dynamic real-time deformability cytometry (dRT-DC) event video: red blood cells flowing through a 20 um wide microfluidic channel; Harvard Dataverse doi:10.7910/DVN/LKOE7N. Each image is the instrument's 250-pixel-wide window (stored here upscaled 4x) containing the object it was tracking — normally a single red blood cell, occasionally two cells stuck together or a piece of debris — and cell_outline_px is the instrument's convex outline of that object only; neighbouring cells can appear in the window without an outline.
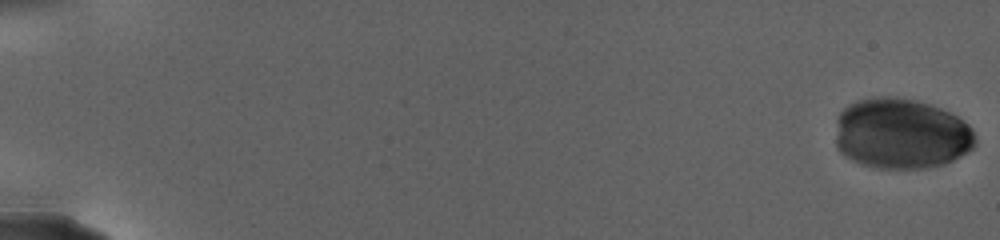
{"species": "human", "species_latin": "Homo sapiens", "temperature_condition": "warm", "stored_images_in_passage": 44, "camera_frame_rate_fps": 3000, "um_per_image_px": 0.085, "donor": {"sex": "female"}, "frame": {"image": 1, "passage_image": 1, "time_ms": 0.0, "image_size_px": [1000, 240], "cell_outline_px": [[976, 144], [968, 152], [944, 164], [928, 168], [880, 168], [860, 164], [852, 160], [840, 152], [836, 148], [836, 120], [840, 112], [848, 104], [856, 100], [880, 96], [896, 96], [916, 100], [940, 108], [956, 116], [968, 124], [972, 128], [976, 140]], "centroid_in_image_um": [76.58, 11.36], "position_along_channel_um": 8.4, "area_um2": 57.97}}
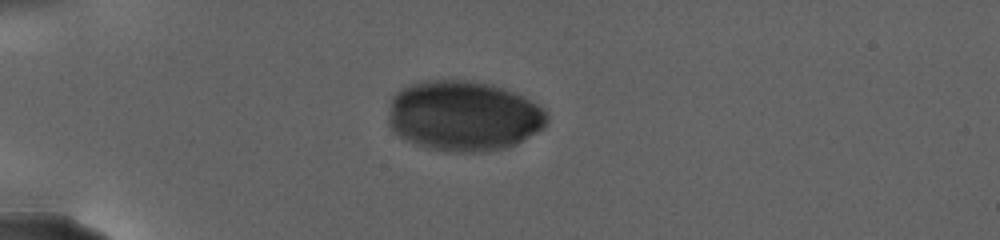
{"frame": {"image": 2, "passage_image": 19, "time_ms": 8.0, "image_size_px": [1000, 240], "cell_outline_px": [[548, 124], [544, 128], [516, 144], [508, 148], [484, 152], [444, 152], [428, 148], [416, 144], [400, 136], [388, 124], [388, 108], [392, 96], [400, 88], [408, 84], [424, 80], [468, 80], [492, 84], [504, 88], [524, 96], [544, 108], [548, 112]], "centroid_in_image_um": [39.42, 9.85], "position_along_channel_um": 45.6, "area_um2": 65.95}}
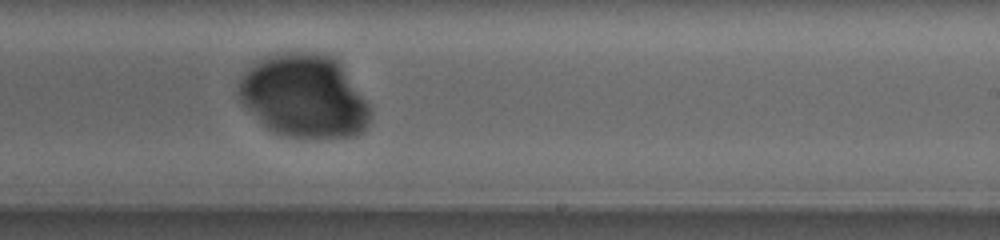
{"frame": {"image": 3, "passage_image": 38, "time_ms": 18.333, "image_size_px": [1000, 240], "cell_outline_px": [[372, 116], [364, 132], [356, 136], [288, 136], [272, 132], [236, 96], [240, 80], [244, 72], [252, 64], [264, 56], [276, 52], [324, 52], [332, 56], [340, 64], [368, 104]], "centroid_in_image_um": [25.84, 8.13], "position_along_channel_um": 263.2, "area_um2": 63.52}}